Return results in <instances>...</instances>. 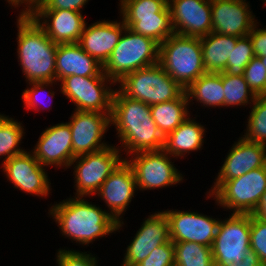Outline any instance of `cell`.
Returning <instances> with one entry per match:
<instances>
[{"mask_svg":"<svg viewBox=\"0 0 266 266\" xmlns=\"http://www.w3.org/2000/svg\"><path fill=\"white\" fill-rule=\"evenodd\" d=\"M151 115L164 138L174 131L190 114L189 102L184 91L177 99L150 106Z\"/></svg>","mask_w":266,"mask_h":266,"instance_id":"4316f807","label":"cell"},{"mask_svg":"<svg viewBox=\"0 0 266 266\" xmlns=\"http://www.w3.org/2000/svg\"><path fill=\"white\" fill-rule=\"evenodd\" d=\"M250 249L255 251L266 266V222L251 215Z\"/></svg>","mask_w":266,"mask_h":266,"instance_id":"74e56055","label":"cell"},{"mask_svg":"<svg viewBox=\"0 0 266 266\" xmlns=\"http://www.w3.org/2000/svg\"><path fill=\"white\" fill-rule=\"evenodd\" d=\"M255 57L253 44L249 35L239 37L235 46H232L231 58H228L223 72L230 75H243L245 67Z\"/></svg>","mask_w":266,"mask_h":266,"instance_id":"836d02e7","label":"cell"},{"mask_svg":"<svg viewBox=\"0 0 266 266\" xmlns=\"http://www.w3.org/2000/svg\"><path fill=\"white\" fill-rule=\"evenodd\" d=\"M265 165L266 145L247 141L241 136L229 149L213 182L214 185L206 194L211 195L224 181L238 178Z\"/></svg>","mask_w":266,"mask_h":266,"instance_id":"2e32d148","label":"cell"},{"mask_svg":"<svg viewBox=\"0 0 266 266\" xmlns=\"http://www.w3.org/2000/svg\"><path fill=\"white\" fill-rule=\"evenodd\" d=\"M121 153L117 145L111 144L97 152L75 157L69 166L74 170L75 197H95L103 182L125 160Z\"/></svg>","mask_w":266,"mask_h":266,"instance_id":"52a82bcc","label":"cell"},{"mask_svg":"<svg viewBox=\"0 0 266 266\" xmlns=\"http://www.w3.org/2000/svg\"><path fill=\"white\" fill-rule=\"evenodd\" d=\"M87 252L59 248L55 254L57 266H98L99 257Z\"/></svg>","mask_w":266,"mask_h":266,"instance_id":"8d00e7d4","label":"cell"},{"mask_svg":"<svg viewBox=\"0 0 266 266\" xmlns=\"http://www.w3.org/2000/svg\"><path fill=\"white\" fill-rule=\"evenodd\" d=\"M243 76L256 96L266 95V68L258 57L245 67Z\"/></svg>","mask_w":266,"mask_h":266,"instance_id":"d590c367","label":"cell"},{"mask_svg":"<svg viewBox=\"0 0 266 266\" xmlns=\"http://www.w3.org/2000/svg\"><path fill=\"white\" fill-rule=\"evenodd\" d=\"M158 63L185 90L206 73L200 37L169 36L159 45Z\"/></svg>","mask_w":266,"mask_h":266,"instance_id":"277c9868","label":"cell"},{"mask_svg":"<svg viewBox=\"0 0 266 266\" xmlns=\"http://www.w3.org/2000/svg\"><path fill=\"white\" fill-rule=\"evenodd\" d=\"M69 118L75 157L97 152L111 145L103 141L111 127L110 114L74 110Z\"/></svg>","mask_w":266,"mask_h":266,"instance_id":"4fadbf2b","label":"cell"},{"mask_svg":"<svg viewBox=\"0 0 266 266\" xmlns=\"http://www.w3.org/2000/svg\"><path fill=\"white\" fill-rule=\"evenodd\" d=\"M175 266H214L211 247L195 242H173Z\"/></svg>","mask_w":266,"mask_h":266,"instance_id":"4dcf8cb0","label":"cell"},{"mask_svg":"<svg viewBox=\"0 0 266 266\" xmlns=\"http://www.w3.org/2000/svg\"><path fill=\"white\" fill-rule=\"evenodd\" d=\"M223 91L222 72H206L185 89L189 107L195 100L196 103L207 108L224 107Z\"/></svg>","mask_w":266,"mask_h":266,"instance_id":"484cf974","label":"cell"},{"mask_svg":"<svg viewBox=\"0 0 266 266\" xmlns=\"http://www.w3.org/2000/svg\"><path fill=\"white\" fill-rule=\"evenodd\" d=\"M140 226L127 245L120 266H136L155 248L171 240L169 222L163 211L148 215Z\"/></svg>","mask_w":266,"mask_h":266,"instance_id":"9a60e30c","label":"cell"},{"mask_svg":"<svg viewBox=\"0 0 266 266\" xmlns=\"http://www.w3.org/2000/svg\"><path fill=\"white\" fill-rule=\"evenodd\" d=\"M60 83V93L74 103V110L111 114L117 84L107 76L70 75L63 78Z\"/></svg>","mask_w":266,"mask_h":266,"instance_id":"9c48e42d","label":"cell"},{"mask_svg":"<svg viewBox=\"0 0 266 266\" xmlns=\"http://www.w3.org/2000/svg\"><path fill=\"white\" fill-rule=\"evenodd\" d=\"M53 84H54V86L59 85V82L58 81L29 82L27 88H25V90L22 92V95H21V97L23 99L22 101L24 103L23 107L28 109V110L34 109L35 112L36 111L39 112V111L43 110L44 108L42 106L45 104H44V102L42 103V101H43L42 98H44V96L46 97V95H47V97L50 96L49 97V100H50V98L53 99V97L55 96L56 91L55 92L52 91V90H55V88L53 89ZM50 87L52 88V90ZM48 88H50V89H48ZM45 89L47 91H45ZM42 95H44V96H42ZM47 97L45 99H47ZM49 107H50V105H47V106L45 105L46 110L50 111ZM39 109H41V110H39Z\"/></svg>","mask_w":266,"mask_h":266,"instance_id":"e575fe53","label":"cell"},{"mask_svg":"<svg viewBox=\"0 0 266 266\" xmlns=\"http://www.w3.org/2000/svg\"><path fill=\"white\" fill-rule=\"evenodd\" d=\"M172 159L164 149L136 152L125 157L134 171L138 191L163 189L183 182L184 176Z\"/></svg>","mask_w":266,"mask_h":266,"instance_id":"8fae6325","label":"cell"},{"mask_svg":"<svg viewBox=\"0 0 266 266\" xmlns=\"http://www.w3.org/2000/svg\"><path fill=\"white\" fill-rule=\"evenodd\" d=\"M118 21L104 19L91 25H88V22H86L78 41L80 47L102 66L110 58L113 49L126 28L122 18Z\"/></svg>","mask_w":266,"mask_h":266,"instance_id":"7402d4cb","label":"cell"},{"mask_svg":"<svg viewBox=\"0 0 266 266\" xmlns=\"http://www.w3.org/2000/svg\"><path fill=\"white\" fill-rule=\"evenodd\" d=\"M110 126H115L122 154L161 150L164 136L154 122L150 106L125 96L118 88L112 99ZM125 152V153H124Z\"/></svg>","mask_w":266,"mask_h":266,"instance_id":"6da1fadb","label":"cell"},{"mask_svg":"<svg viewBox=\"0 0 266 266\" xmlns=\"http://www.w3.org/2000/svg\"><path fill=\"white\" fill-rule=\"evenodd\" d=\"M239 37L211 32L200 37L203 65L206 72L220 73L226 68L231 58L232 46Z\"/></svg>","mask_w":266,"mask_h":266,"instance_id":"d4e9b609","label":"cell"},{"mask_svg":"<svg viewBox=\"0 0 266 266\" xmlns=\"http://www.w3.org/2000/svg\"><path fill=\"white\" fill-rule=\"evenodd\" d=\"M25 133L22 122L0 113V160L2 159V163L26 151L19 146Z\"/></svg>","mask_w":266,"mask_h":266,"instance_id":"f1b7e54d","label":"cell"},{"mask_svg":"<svg viewBox=\"0 0 266 266\" xmlns=\"http://www.w3.org/2000/svg\"><path fill=\"white\" fill-rule=\"evenodd\" d=\"M9 5L14 1V0H5Z\"/></svg>","mask_w":266,"mask_h":266,"instance_id":"f6af8a7d","label":"cell"},{"mask_svg":"<svg viewBox=\"0 0 266 266\" xmlns=\"http://www.w3.org/2000/svg\"><path fill=\"white\" fill-rule=\"evenodd\" d=\"M224 107H246L252 105L256 95L250 89L243 75L235 76L222 72Z\"/></svg>","mask_w":266,"mask_h":266,"instance_id":"f546056e","label":"cell"},{"mask_svg":"<svg viewBox=\"0 0 266 266\" xmlns=\"http://www.w3.org/2000/svg\"><path fill=\"white\" fill-rule=\"evenodd\" d=\"M89 0H43L31 10H72L82 13Z\"/></svg>","mask_w":266,"mask_h":266,"instance_id":"ab89813d","label":"cell"},{"mask_svg":"<svg viewBox=\"0 0 266 266\" xmlns=\"http://www.w3.org/2000/svg\"><path fill=\"white\" fill-rule=\"evenodd\" d=\"M136 266H175L173 242L170 240L155 248L147 258Z\"/></svg>","mask_w":266,"mask_h":266,"instance_id":"f35d334b","label":"cell"},{"mask_svg":"<svg viewBox=\"0 0 266 266\" xmlns=\"http://www.w3.org/2000/svg\"><path fill=\"white\" fill-rule=\"evenodd\" d=\"M28 14L57 44L78 43L86 24L85 16L72 10H30Z\"/></svg>","mask_w":266,"mask_h":266,"instance_id":"44dd1931","label":"cell"},{"mask_svg":"<svg viewBox=\"0 0 266 266\" xmlns=\"http://www.w3.org/2000/svg\"><path fill=\"white\" fill-rule=\"evenodd\" d=\"M206 127L189 116L174 131L164 138L163 149L173 158H186L193 151L202 150Z\"/></svg>","mask_w":266,"mask_h":266,"instance_id":"cb8c5ba5","label":"cell"},{"mask_svg":"<svg viewBox=\"0 0 266 266\" xmlns=\"http://www.w3.org/2000/svg\"><path fill=\"white\" fill-rule=\"evenodd\" d=\"M254 218L260 219L266 222V190L261 196V199L255 208V210L251 213Z\"/></svg>","mask_w":266,"mask_h":266,"instance_id":"7bdbcfd3","label":"cell"},{"mask_svg":"<svg viewBox=\"0 0 266 266\" xmlns=\"http://www.w3.org/2000/svg\"><path fill=\"white\" fill-rule=\"evenodd\" d=\"M17 58L29 82L56 81L57 43H54L28 13L16 16Z\"/></svg>","mask_w":266,"mask_h":266,"instance_id":"3957f363","label":"cell"},{"mask_svg":"<svg viewBox=\"0 0 266 266\" xmlns=\"http://www.w3.org/2000/svg\"><path fill=\"white\" fill-rule=\"evenodd\" d=\"M258 24V25H257ZM259 24L257 22L254 27L251 29L250 39L253 44V51L255 57H265L266 56V26L259 28Z\"/></svg>","mask_w":266,"mask_h":266,"instance_id":"60d3db41","label":"cell"},{"mask_svg":"<svg viewBox=\"0 0 266 266\" xmlns=\"http://www.w3.org/2000/svg\"><path fill=\"white\" fill-rule=\"evenodd\" d=\"M251 106L242 137L247 141L266 145V95L257 96Z\"/></svg>","mask_w":266,"mask_h":266,"instance_id":"d6a6232c","label":"cell"},{"mask_svg":"<svg viewBox=\"0 0 266 266\" xmlns=\"http://www.w3.org/2000/svg\"><path fill=\"white\" fill-rule=\"evenodd\" d=\"M138 192L132 167L124 160L103 182L95 194L103 200L107 212L117 221H123L129 204ZM123 215V216H122ZM122 218V219H121Z\"/></svg>","mask_w":266,"mask_h":266,"instance_id":"ac0fdd59","label":"cell"},{"mask_svg":"<svg viewBox=\"0 0 266 266\" xmlns=\"http://www.w3.org/2000/svg\"><path fill=\"white\" fill-rule=\"evenodd\" d=\"M260 59V61L264 64L265 68H266V56L265 57H258Z\"/></svg>","mask_w":266,"mask_h":266,"instance_id":"ee69618b","label":"cell"},{"mask_svg":"<svg viewBox=\"0 0 266 266\" xmlns=\"http://www.w3.org/2000/svg\"><path fill=\"white\" fill-rule=\"evenodd\" d=\"M240 266H264V265L261 263L258 254L250 249L249 251H247L245 255L242 256Z\"/></svg>","mask_w":266,"mask_h":266,"instance_id":"b9f144b4","label":"cell"},{"mask_svg":"<svg viewBox=\"0 0 266 266\" xmlns=\"http://www.w3.org/2000/svg\"><path fill=\"white\" fill-rule=\"evenodd\" d=\"M266 190V165L224 181L208 198H213L217 206L232 213L251 214Z\"/></svg>","mask_w":266,"mask_h":266,"instance_id":"ba28073f","label":"cell"},{"mask_svg":"<svg viewBox=\"0 0 266 266\" xmlns=\"http://www.w3.org/2000/svg\"><path fill=\"white\" fill-rule=\"evenodd\" d=\"M133 32L152 38L159 44L174 34L171 17L140 18V21H124Z\"/></svg>","mask_w":266,"mask_h":266,"instance_id":"1f68e13d","label":"cell"},{"mask_svg":"<svg viewBox=\"0 0 266 266\" xmlns=\"http://www.w3.org/2000/svg\"><path fill=\"white\" fill-rule=\"evenodd\" d=\"M159 43L125 28L103 72L115 83L126 74L158 64Z\"/></svg>","mask_w":266,"mask_h":266,"instance_id":"5b68a950","label":"cell"},{"mask_svg":"<svg viewBox=\"0 0 266 266\" xmlns=\"http://www.w3.org/2000/svg\"><path fill=\"white\" fill-rule=\"evenodd\" d=\"M1 169L13 188L28 195L48 197L52 186L46 167L42 166L29 150L1 163Z\"/></svg>","mask_w":266,"mask_h":266,"instance_id":"7c38bea8","label":"cell"},{"mask_svg":"<svg viewBox=\"0 0 266 266\" xmlns=\"http://www.w3.org/2000/svg\"><path fill=\"white\" fill-rule=\"evenodd\" d=\"M116 84L125 96L149 106L175 100L185 91L159 63L126 74Z\"/></svg>","mask_w":266,"mask_h":266,"instance_id":"8992f818","label":"cell"},{"mask_svg":"<svg viewBox=\"0 0 266 266\" xmlns=\"http://www.w3.org/2000/svg\"><path fill=\"white\" fill-rule=\"evenodd\" d=\"M251 214L231 213L219 221L211 246L214 266H240L250 250Z\"/></svg>","mask_w":266,"mask_h":266,"instance_id":"30bf717a","label":"cell"},{"mask_svg":"<svg viewBox=\"0 0 266 266\" xmlns=\"http://www.w3.org/2000/svg\"><path fill=\"white\" fill-rule=\"evenodd\" d=\"M120 18L123 21H140V18L171 17L168 0H119Z\"/></svg>","mask_w":266,"mask_h":266,"instance_id":"83f0119b","label":"cell"},{"mask_svg":"<svg viewBox=\"0 0 266 266\" xmlns=\"http://www.w3.org/2000/svg\"><path fill=\"white\" fill-rule=\"evenodd\" d=\"M70 75L107 76L103 72V66L78 43H61L58 44L56 53V81L60 82Z\"/></svg>","mask_w":266,"mask_h":266,"instance_id":"603a6c76","label":"cell"},{"mask_svg":"<svg viewBox=\"0 0 266 266\" xmlns=\"http://www.w3.org/2000/svg\"><path fill=\"white\" fill-rule=\"evenodd\" d=\"M70 197L50 204L48 214L54 220L60 233L76 244L89 246L95 239L112 235L122 230L124 221L117 222L107 209L97 206L84 199Z\"/></svg>","mask_w":266,"mask_h":266,"instance_id":"7a4b0ae2","label":"cell"},{"mask_svg":"<svg viewBox=\"0 0 266 266\" xmlns=\"http://www.w3.org/2000/svg\"><path fill=\"white\" fill-rule=\"evenodd\" d=\"M175 34L202 37L212 32L211 0H168Z\"/></svg>","mask_w":266,"mask_h":266,"instance_id":"d6986e66","label":"cell"},{"mask_svg":"<svg viewBox=\"0 0 266 266\" xmlns=\"http://www.w3.org/2000/svg\"><path fill=\"white\" fill-rule=\"evenodd\" d=\"M247 0H211L212 32L243 37L258 22Z\"/></svg>","mask_w":266,"mask_h":266,"instance_id":"ffe728a7","label":"cell"},{"mask_svg":"<svg viewBox=\"0 0 266 266\" xmlns=\"http://www.w3.org/2000/svg\"><path fill=\"white\" fill-rule=\"evenodd\" d=\"M31 152L44 167L69 169L75 158L69 123L61 122L45 128Z\"/></svg>","mask_w":266,"mask_h":266,"instance_id":"e0dca14e","label":"cell"},{"mask_svg":"<svg viewBox=\"0 0 266 266\" xmlns=\"http://www.w3.org/2000/svg\"><path fill=\"white\" fill-rule=\"evenodd\" d=\"M169 222L172 242H195L212 246L216 236L219 218L194 211L162 210Z\"/></svg>","mask_w":266,"mask_h":266,"instance_id":"5bb4252c","label":"cell"}]
</instances>
